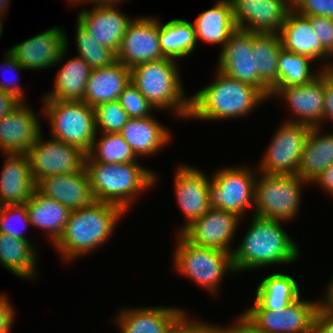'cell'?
Listing matches in <instances>:
<instances>
[{"label":"cell","mask_w":333,"mask_h":333,"mask_svg":"<svg viewBox=\"0 0 333 333\" xmlns=\"http://www.w3.org/2000/svg\"><path fill=\"white\" fill-rule=\"evenodd\" d=\"M311 21L312 28L320 39L322 46L328 51V58L332 56L333 41V20L322 16L308 17Z\"/></svg>","instance_id":"obj_44"},{"label":"cell","mask_w":333,"mask_h":333,"mask_svg":"<svg viewBox=\"0 0 333 333\" xmlns=\"http://www.w3.org/2000/svg\"><path fill=\"white\" fill-rule=\"evenodd\" d=\"M20 103L14 96L0 90V119L15 109Z\"/></svg>","instance_id":"obj_51"},{"label":"cell","mask_w":333,"mask_h":333,"mask_svg":"<svg viewBox=\"0 0 333 333\" xmlns=\"http://www.w3.org/2000/svg\"><path fill=\"white\" fill-rule=\"evenodd\" d=\"M15 311L4 294H0V333H10L14 323Z\"/></svg>","instance_id":"obj_46"},{"label":"cell","mask_w":333,"mask_h":333,"mask_svg":"<svg viewBox=\"0 0 333 333\" xmlns=\"http://www.w3.org/2000/svg\"><path fill=\"white\" fill-rule=\"evenodd\" d=\"M30 242L0 233V265L27 280L37 275V251Z\"/></svg>","instance_id":"obj_33"},{"label":"cell","mask_w":333,"mask_h":333,"mask_svg":"<svg viewBox=\"0 0 333 333\" xmlns=\"http://www.w3.org/2000/svg\"><path fill=\"white\" fill-rule=\"evenodd\" d=\"M225 328L230 333H263L259 331L243 313L238 316L232 326H225Z\"/></svg>","instance_id":"obj_50"},{"label":"cell","mask_w":333,"mask_h":333,"mask_svg":"<svg viewBox=\"0 0 333 333\" xmlns=\"http://www.w3.org/2000/svg\"><path fill=\"white\" fill-rule=\"evenodd\" d=\"M251 223L243 239L232 252L236 273L256 268L292 264L299 259L298 245L278 220L263 219L252 215Z\"/></svg>","instance_id":"obj_2"},{"label":"cell","mask_w":333,"mask_h":333,"mask_svg":"<svg viewBox=\"0 0 333 333\" xmlns=\"http://www.w3.org/2000/svg\"><path fill=\"white\" fill-rule=\"evenodd\" d=\"M279 36L283 48L288 51L308 56L313 61L328 59V51L315 34L310 19L293 9L287 13Z\"/></svg>","instance_id":"obj_25"},{"label":"cell","mask_w":333,"mask_h":333,"mask_svg":"<svg viewBox=\"0 0 333 333\" xmlns=\"http://www.w3.org/2000/svg\"><path fill=\"white\" fill-rule=\"evenodd\" d=\"M0 175V206L26 204L36 189L27 155L5 154Z\"/></svg>","instance_id":"obj_23"},{"label":"cell","mask_w":333,"mask_h":333,"mask_svg":"<svg viewBox=\"0 0 333 333\" xmlns=\"http://www.w3.org/2000/svg\"><path fill=\"white\" fill-rule=\"evenodd\" d=\"M333 121V69L325 70L324 122Z\"/></svg>","instance_id":"obj_47"},{"label":"cell","mask_w":333,"mask_h":333,"mask_svg":"<svg viewBox=\"0 0 333 333\" xmlns=\"http://www.w3.org/2000/svg\"><path fill=\"white\" fill-rule=\"evenodd\" d=\"M283 310H245L243 314L263 333H312L319 302L301 300Z\"/></svg>","instance_id":"obj_13"},{"label":"cell","mask_w":333,"mask_h":333,"mask_svg":"<svg viewBox=\"0 0 333 333\" xmlns=\"http://www.w3.org/2000/svg\"><path fill=\"white\" fill-rule=\"evenodd\" d=\"M9 1L10 0H0V16L2 17L5 13H6V11H8V7H10L9 6ZM4 10H6V11H4Z\"/></svg>","instance_id":"obj_54"},{"label":"cell","mask_w":333,"mask_h":333,"mask_svg":"<svg viewBox=\"0 0 333 333\" xmlns=\"http://www.w3.org/2000/svg\"><path fill=\"white\" fill-rule=\"evenodd\" d=\"M42 137L41 133L25 153L35 183L44 177L78 172L85 166L86 153L79 147Z\"/></svg>","instance_id":"obj_11"},{"label":"cell","mask_w":333,"mask_h":333,"mask_svg":"<svg viewBox=\"0 0 333 333\" xmlns=\"http://www.w3.org/2000/svg\"><path fill=\"white\" fill-rule=\"evenodd\" d=\"M4 61L2 62L3 64L1 65V68L6 67L4 69L6 70H12L14 71H20L23 70L24 68L18 63V61L6 50L4 53ZM3 66V67H2ZM9 70V71H10ZM9 81V80H8ZM15 81V80H13ZM16 82V81H15ZM0 90L3 91L4 93L10 94L17 98L20 102H26L24 101V89H22V86L20 84L18 85L17 83L14 84L12 80L10 82L6 81H0Z\"/></svg>","instance_id":"obj_45"},{"label":"cell","mask_w":333,"mask_h":333,"mask_svg":"<svg viewBox=\"0 0 333 333\" xmlns=\"http://www.w3.org/2000/svg\"><path fill=\"white\" fill-rule=\"evenodd\" d=\"M75 43L79 57L84 59L90 68H105L117 61V53L112 49L98 44V41L89 34L78 22L76 23Z\"/></svg>","instance_id":"obj_38"},{"label":"cell","mask_w":333,"mask_h":333,"mask_svg":"<svg viewBox=\"0 0 333 333\" xmlns=\"http://www.w3.org/2000/svg\"><path fill=\"white\" fill-rule=\"evenodd\" d=\"M132 20L133 18L120 12L117 6H93L91 11L82 9L76 22L85 28L98 44L117 53Z\"/></svg>","instance_id":"obj_21"},{"label":"cell","mask_w":333,"mask_h":333,"mask_svg":"<svg viewBox=\"0 0 333 333\" xmlns=\"http://www.w3.org/2000/svg\"><path fill=\"white\" fill-rule=\"evenodd\" d=\"M192 24L196 42L200 39L207 43L222 45V47L237 29L230 0H219L213 7L199 14Z\"/></svg>","instance_id":"obj_29"},{"label":"cell","mask_w":333,"mask_h":333,"mask_svg":"<svg viewBox=\"0 0 333 333\" xmlns=\"http://www.w3.org/2000/svg\"><path fill=\"white\" fill-rule=\"evenodd\" d=\"M312 127L304 145L297 175L310 183L333 162V132L322 135Z\"/></svg>","instance_id":"obj_31"},{"label":"cell","mask_w":333,"mask_h":333,"mask_svg":"<svg viewBox=\"0 0 333 333\" xmlns=\"http://www.w3.org/2000/svg\"><path fill=\"white\" fill-rule=\"evenodd\" d=\"M95 201L114 204L127 212L144 190L155 187L158 176L138 162L85 161ZM129 208V209H128Z\"/></svg>","instance_id":"obj_4"},{"label":"cell","mask_w":333,"mask_h":333,"mask_svg":"<svg viewBox=\"0 0 333 333\" xmlns=\"http://www.w3.org/2000/svg\"><path fill=\"white\" fill-rule=\"evenodd\" d=\"M159 43L163 55L175 60L189 57L197 46L192 22L173 19L160 22Z\"/></svg>","instance_id":"obj_35"},{"label":"cell","mask_w":333,"mask_h":333,"mask_svg":"<svg viewBox=\"0 0 333 333\" xmlns=\"http://www.w3.org/2000/svg\"><path fill=\"white\" fill-rule=\"evenodd\" d=\"M94 110L96 132L119 133L130 119L118 101L102 103Z\"/></svg>","instance_id":"obj_39"},{"label":"cell","mask_w":333,"mask_h":333,"mask_svg":"<svg viewBox=\"0 0 333 333\" xmlns=\"http://www.w3.org/2000/svg\"><path fill=\"white\" fill-rule=\"evenodd\" d=\"M176 247L172 256L176 272L198 286L217 295L225 274L236 273L232 254L216 248L202 247L187 241L177 234Z\"/></svg>","instance_id":"obj_6"},{"label":"cell","mask_w":333,"mask_h":333,"mask_svg":"<svg viewBox=\"0 0 333 333\" xmlns=\"http://www.w3.org/2000/svg\"><path fill=\"white\" fill-rule=\"evenodd\" d=\"M42 114L51 125V137L79 147L86 154L96 136L95 110L84 101L44 100Z\"/></svg>","instance_id":"obj_8"},{"label":"cell","mask_w":333,"mask_h":333,"mask_svg":"<svg viewBox=\"0 0 333 333\" xmlns=\"http://www.w3.org/2000/svg\"><path fill=\"white\" fill-rule=\"evenodd\" d=\"M256 169L247 166L217 170L209 183L210 208L223 209L242 218L254 206Z\"/></svg>","instance_id":"obj_9"},{"label":"cell","mask_w":333,"mask_h":333,"mask_svg":"<svg viewBox=\"0 0 333 333\" xmlns=\"http://www.w3.org/2000/svg\"><path fill=\"white\" fill-rule=\"evenodd\" d=\"M282 48L279 33L252 32L256 72L270 89L278 83V56Z\"/></svg>","instance_id":"obj_34"},{"label":"cell","mask_w":333,"mask_h":333,"mask_svg":"<svg viewBox=\"0 0 333 333\" xmlns=\"http://www.w3.org/2000/svg\"><path fill=\"white\" fill-rule=\"evenodd\" d=\"M292 9L306 17L322 16L333 20V0H291Z\"/></svg>","instance_id":"obj_42"},{"label":"cell","mask_w":333,"mask_h":333,"mask_svg":"<svg viewBox=\"0 0 333 333\" xmlns=\"http://www.w3.org/2000/svg\"><path fill=\"white\" fill-rule=\"evenodd\" d=\"M215 80L190 97L188 119L225 120L245 117L268 98L255 86L217 70Z\"/></svg>","instance_id":"obj_3"},{"label":"cell","mask_w":333,"mask_h":333,"mask_svg":"<svg viewBox=\"0 0 333 333\" xmlns=\"http://www.w3.org/2000/svg\"><path fill=\"white\" fill-rule=\"evenodd\" d=\"M26 209L31 225L46 231L51 244L62 235L71 212L68 207L41 194L37 189L27 201Z\"/></svg>","instance_id":"obj_28"},{"label":"cell","mask_w":333,"mask_h":333,"mask_svg":"<svg viewBox=\"0 0 333 333\" xmlns=\"http://www.w3.org/2000/svg\"><path fill=\"white\" fill-rule=\"evenodd\" d=\"M234 24L251 32L279 33L291 0H230Z\"/></svg>","instance_id":"obj_18"},{"label":"cell","mask_w":333,"mask_h":333,"mask_svg":"<svg viewBox=\"0 0 333 333\" xmlns=\"http://www.w3.org/2000/svg\"><path fill=\"white\" fill-rule=\"evenodd\" d=\"M177 61L165 57L138 64L130 69V77L131 83L156 110L170 109L185 120L190 114V98L184 93Z\"/></svg>","instance_id":"obj_5"},{"label":"cell","mask_w":333,"mask_h":333,"mask_svg":"<svg viewBox=\"0 0 333 333\" xmlns=\"http://www.w3.org/2000/svg\"><path fill=\"white\" fill-rule=\"evenodd\" d=\"M300 288L290 275L274 273L263 278L255 291L254 306L247 310H283L300 297Z\"/></svg>","instance_id":"obj_30"},{"label":"cell","mask_w":333,"mask_h":333,"mask_svg":"<svg viewBox=\"0 0 333 333\" xmlns=\"http://www.w3.org/2000/svg\"><path fill=\"white\" fill-rule=\"evenodd\" d=\"M174 175L173 185L177 203L186 218V224L178 230L179 234L210 209L208 189L211 178L201 170L186 164L178 166Z\"/></svg>","instance_id":"obj_19"},{"label":"cell","mask_w":333,"mask_h":333,"mask_svg":"<svg viewBox=\"0 0 333 333\" xmlns=\"http://www.w3.org/2000/svg\"><path fill=\"white\" fill-rule=\"evenodd\" d=\"M157 121L156 117L130 118L119 132L138 156H152L162 150L170 141L169 128Z\"/></svg>","instance_id":"obj_27"},{"label":"cell","mask_w":333,"mask_h":333,"mask_svg":"<svg viewBox=\"0 0 333 333\" xmlns=\"http://www.w3.org/2000/svg\"><path fill=\"white\" fill-rule=\"evenodd\" d=\"M312 333H333V313L319 308L313 322Z\"/></svg>","instance_id":"obj_48"},{"label":"cell","mask_w":333,"mask_h":333,"mask_svg":"<svg viewBox=\"0 0 333 333\" xmlns=\"http://www.w3.org/2000/svg\"><path fill=\"white\" fill-rule=\"evenodd\" d=\"M214 333H230L224 326L219 327Z\"/></svg>","instance_id":"obj_55"},{"label":"cell","mask_w":333,"mask_h":333,"mask_svg":"<svg viewBox=\"0 0 333 333\" xmlns=\"http://www.w3.org/2000/svg\"><path fill=\"white\" fill-rule=\"evenodd\" d=\"M325 289L326 293L319 301V308L333 313V278L331 279V283L329 282L328 287Z\"/></svg>","instance_id":"obj_52"},{"label":"cell","mask_w":333,"mask_h":333,"mask_svg":"<svg viewBox=\"0 0 333 333\" xmlns=\"http://www.w3.org/2000/svg\"><path fill=\"white\" fill-rule=\"evenodd\" d=\"M36 189L70 210L89 206L95 201L85 166L78 172L44 177L36 183Z\"/></svg>","instance_id":"obj_22"},{"label":"cell","mask_w":333,"mask_h":333,"mask_svg":"<svg viewBox=\"0 0 333 333\" xmlns=\"http://www.w3.org/2000/svg\"><path fill=\"white\" fill-rule=\"evenodd\" d=\"M309 184H319V187L333 197V162Z\"/></svg>","instance_id":"obj_49"},{"label":"cell","mask_w":333,"mask_h":333,"mask_svg":"<svg viewBox=\"0 0 333 333\" xmlns=\"http://www.w3.org/2000/svg\"><path fill=\"white\" fill-rule=\"evenodd\" d=\"M259 173L252 215L282 222L294 219L299 214L301 188L308 182L298 175Z\"/></svg>","instance_id":"obj_7"},{"label":"cell","mask_w":333,"mask_h":333,"mask_svg":"<svg viewBox=\"0 0 333 333\" xmlns=\"http://www.w3.org/2000/svg\"><path fill=\"white\" fill-rule=\"evenodd\" d=\"M69 2H72L70 5H75V4H94L95 6H116L119 2L121 1H126V0H68ZM75 3V4H74ZM116 4V5H115Z\"/></svg>","instance_id":"obj_53"},{"label":"cell","mask_w":333,"mask_h":333,"mask_svg":"<svg viewBox=\"0 0 333 333\" xmlns=\"http://www.w3.org/2000/svg\"><path fill=\"white\" fill-rule=\"evenodd\" d=\"M18 224L24 225L21 230ZM27 225L31 226L26 204L0 206V233L29 241L22 231Z\"/></svg>","instance_id":"obj_40"},{"label":"cell","mask_w":333,"mask_h":333,"mask_svg":"<svg viewBox=\"0 0 333 333\" xmlns=\"http://www.w3.org/2000/svg\"><path fill=\"white\" fill-rule=\"evenodd\" d=\"M36 113L21 102L0 119V150L5 154H24L41 135Z\"/></svg>","instance_id":"obj_20"},{"label":"cell","mask_w":333,"mask_h":333,"mask_svg":"<svg viewBox=\"0 0 333 333\" xmlns=\"http://www.w3.org/2000/svg\"><path fill=\"white\" fill-rule=\"evenodd\" d=\"M131 82L130 68L116 61L105 68L93 69L90 72L83 101L96 106L117 101L124 88Z\"/></svg>","instance_id":"obj_26"},{"label":"cell","mask_w":333,"mask_h":333,"mask_svg":"<svg viewBox=\"0 0 333 333\" xmlns=\"http://www.w3.org/2000/svg\"><path fill=\"white\" fill-rule=\"evenodd\" d=\"M124 213L119 206L102 201L71 210L62 235L53 244L61 259L68 263L104 245Z\"/></svg>","instance_id":"obj_1"},{"label":"cell","mask_w":333,"mask_h":333,"mask_svg":"<svg viewBox=\"0 0 333 333\" xmlns=\"http://www.w3.org/2000/svg\"><path fill=\"white\" fill-rule=\"evenodd\" d=\"M91 70L78 55L68 59L55 77L54 89L44 95L43 100L83 101Z\"/></svg>","instance_id":"obj_32"},{"label":"cell","mask_w":333,"mask_h":333,"mask_svg":"<svg viewBox=\"0 0 333 333\" xmlns=\"http://www.w3.org/2000/svg\"><path fill=\"white\" fill-rule=\"evenodd\" d=\"M159 28L158 18H134L122 38L117 61L131 69L141 63L165 58L160 48Z\"/></svg>","instance_id":"obj_15"},{"label":"cell","mask_w":333,"mask_h":333,"mask_svg":"<svg viewBox=\"0 0 333 333\" xmlns=\"http://www.w3.org/2000/svg\"><path fill=\"white\" fill-rule=\"evenodd\" d=\"M183 311L174 306L124 308L115 321L122 333H169L171 324Z\"/></svg>","instance_id":"obj_24"},{"label":"cell","mask_w":333,"mask_h":333,"mask_svg":"<svg viewBox=\"0 0 333 333\" xmlns=\"http://www.w3.org/2000/svg\"><path fill=\"white\" fill-rule=\"evenodd\" d=\"M312 62L314 61L308 56L282 48L278 56V83L273 88L305 85L312 82L323 70L333 69V63L329 62L321 66L316 73L311 71Z\"/></svg>","instance_id":"obj_36"},{"label":"cell","mask_w":333,"mask_h":333,"mask_svg":"<svg viewBox=\"0 0 333 333\" xmlns=\"http://www.w3.org/2000/svg\"><path fill=\"white\" fill-rule=\"evenodd\" d=\"M312 126L284 121L272 136L257 174L297 175L302 151Z\"/></svg>","instance_id":"obj_10"},{"label":"cell","mask_w":333,"mask_h":333,"mask_svg":"<svg viewBox=\"0 0 333 333\" xmlns=\"http://www.w3.org/2000/svg\"><path fill=\"white\" fill-rule=\"evenodd\" d=\"M325 70L312 82L299 86L272 88L271 98H284L294 118L286 120L291 123H304L312 127L324 122Z\"/></svg>","instance_id":"obj_16"},{"label":"cell","mask_w":333,"mask_h":333,"mask_svg":"<svg viewBox=\"0 0 333 333\" xmlns=\"http://www.w3.org/2000/svg\"><path fill=\"white\" fill-rule=\"evenodd\" d=\"M117 101L129 118H146L152 116L153 110L156 111L131 82L124 88Z\"/></svg>","instance_id":"obj_41"},{"label":"cell","mask_w":333,"mask_h":333,"mask_svg":"<svg viewBox=\"0 0 333 333\" xmlns=\"http://www.w3.org/2000/svg\"><path fill=\"white\" fill-rule=\"evenodd\" d=\"M183 311L171 324L169 333H214L220 326L203 323L188 317ZM191 319V320H190Z\"/></svg>","instance_id":"obj_43"},{"label":"cell","mask_w":333,"mask_h":333,"mask_svg":"<svg viewBox=\"0 0 333 333\" xmlns=\"http://www.w3.org/2000/svg\"><path fill=\"white\" fill-rule=\"evenodd\" d=\"M67 38L64 30L56 26L14 45L8 52L24 70L51 68L65 59L69 49Z\"/></svg>","instance_id":"obj_14"},{"label":"cell","mask_w":333,"mask_h":333,"mask_svg":"<svg viewBox=\"0 0 333 333\" xmlns=\"http://www.w3.org/2000/svg\"><path fill=\"white\" fill-rule=\"evenodd\" d=\"M220 49L216 70L240 82L255 86L270 99L271 89L256 72L255 55L252 51V32L237 28Z\"/></svg>","instance_id":"obj_12"},{"label":"cell","mask_w":333,"mask_h":333,"mask_svg":"<svg viewBox=\"0 0 333 333\" xmlns=\"http://www.w3.org/2000/svg\"><path fill=\"white\" fill-rule=\"evenodd\" d=\"M240 219L234 213L210 208L180 234L194 245L216 248L232 254V239L241 222Z\"/></svg>","instance_id":"obj_17"},{"label":"cell","mask_w":333,"mask_h":333,"mask_svg":"<svg viewBox=\"0 0 333 333\" xmlns=\"http://www.w3.org/2000/svg\"><path fill=\"white\" fill-rule=\"evenodd\" d=\"M1 18L3 19V17L0 16V37H1L2 33H3L2 32L3 31V23H1L2 22Z\"/></svg>","instance_id":"obj_56"},{"label":"cell","mask_w":333,"mask_h":333,"mask_svg":"<svg viewBox=\"0 0 333 333\" xmlns=\"http://www.w3.org/2000/svg\"><path fill=\"white\" fill-rule=\"evenodd\" d=\"M97 136L98 133L91 150L86 154L85 161L107 164L137 162L136 155L120 133H103L98 141Z\"/></svg>","instance_id":"obj_37"}]
</instances>
